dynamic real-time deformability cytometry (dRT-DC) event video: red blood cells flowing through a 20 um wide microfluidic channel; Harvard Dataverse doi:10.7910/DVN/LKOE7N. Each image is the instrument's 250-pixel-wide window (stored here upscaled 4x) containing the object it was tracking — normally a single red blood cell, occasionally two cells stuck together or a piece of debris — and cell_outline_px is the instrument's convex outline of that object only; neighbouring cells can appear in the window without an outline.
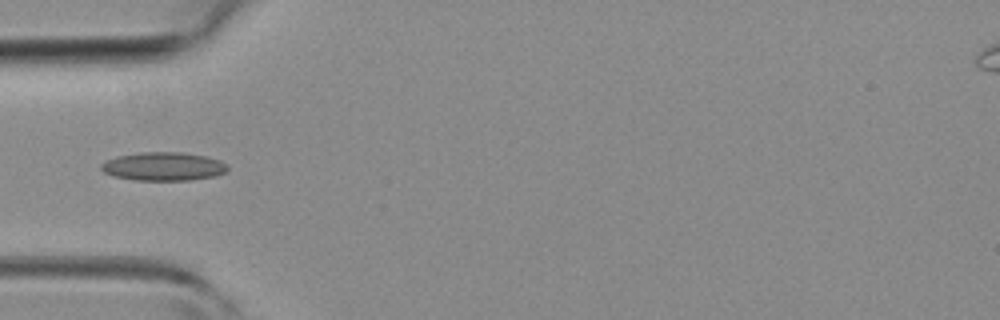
{"species": "common noctule bat (a hibernating species)", "species_latin": "Nyctalus noctula", "temperature_condition": "room temperature", "stored_images_in_passage": 4, "camera_frame_rate_fps": 3000, "um_per_image_px": 0.085, "animal": {"sex": "female", "body_mass_g": 19.3, "forearm_length_mm": 54.1}, "frame": {"image": 1, "passage_image": 4, "time_ms": 3.333, "image_size_px": [1000, 320], "cell_outline_px": [[228, 172], [216, 176], [192, 180], [136, 180], [112, 176], [104, 172], [100, 168], [100, 164], [116, 156], [140, 152], [184, 152], [208, 156], [220, 160], [228, 164]], "centroid_in_image_um": [13.94, 14.14], "position_along_channel_um": 71.1, "area_um2": 21.33}}